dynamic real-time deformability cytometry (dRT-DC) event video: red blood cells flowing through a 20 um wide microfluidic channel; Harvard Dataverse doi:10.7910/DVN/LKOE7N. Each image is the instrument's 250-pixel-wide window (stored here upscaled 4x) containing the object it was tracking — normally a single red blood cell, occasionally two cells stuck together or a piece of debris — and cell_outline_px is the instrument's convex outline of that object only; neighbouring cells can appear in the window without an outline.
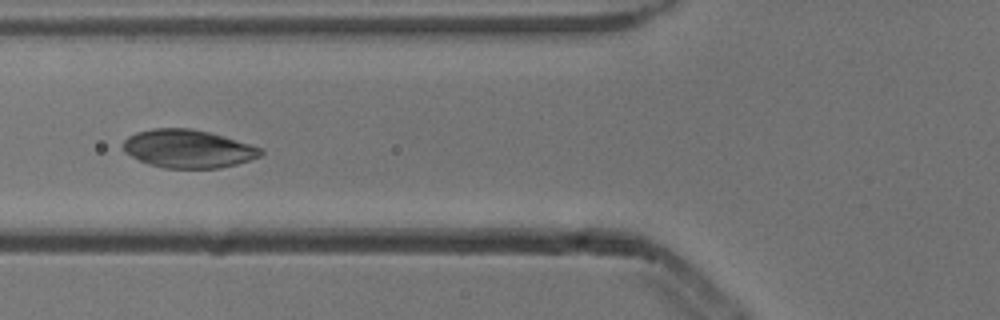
{"species": "common noctule bat (a hibernating species)", "species_latin": "Nyctalus noctula", "temperature_condition": "cold", "stored_images_in_passage": 4, "camera_frame_rate_fps": 3000, "um_per_image_px": 0.085, "animal": {"sex": "male", "body_mass_g": 13.3}, "frame": {"image": 1, "passage_image": 4, "time_ms": 1.0, "image_size_px": [1000, 320], "cell_outline_px": [[264, 152], [260, 156], [236, 164], [220, 168], [164, 168], [148, 164], [124, 152], [124, 140], [128, 136], [136, 132], [152, 128], [188, 128], [208, 132], [264, 148]], "centroid_in_image_um": [15.98, 12.64], "position_along_channel_um": 109.8, "area_um2": 30.46}}